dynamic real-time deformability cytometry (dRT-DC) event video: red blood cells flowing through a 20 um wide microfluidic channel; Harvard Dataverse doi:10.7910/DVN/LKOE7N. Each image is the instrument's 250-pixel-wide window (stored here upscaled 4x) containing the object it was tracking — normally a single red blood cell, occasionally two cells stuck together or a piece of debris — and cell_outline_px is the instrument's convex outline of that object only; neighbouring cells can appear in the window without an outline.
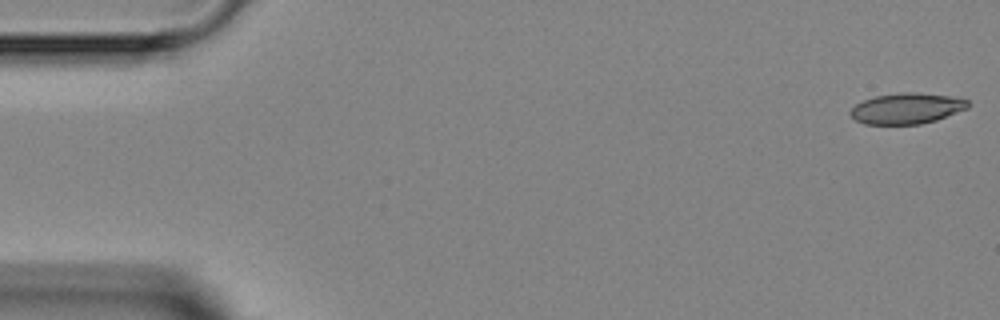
{"species": "Egyptian fruit bat (a non-hibernating species)", "species_latin": "Rousettus aegyptiacus", "temperature_condition": "room temperature", "stored_images_in_passage": 3, "camera_frame_rate_fps": 3000, "um_per_image_px": 0.085, "animal": {"sex": "female"}, "frame": {"image": 1, "passage_image": 1, "time_ms": 0.0, "image_size_px": [1000, 320], "cell_outline_px": [[968, 108], [936, 120], [920, 124], [864, 124], [856, 120], [848, 112], [856, 104], [864, 100], [876, 96], [900, 92], [912, 92], [952, 96], [968, 100]], "centroid_in_image_um": [77.06, 9.21], "position_along_channel_um": 7.9, "area_um2": 20.98}}